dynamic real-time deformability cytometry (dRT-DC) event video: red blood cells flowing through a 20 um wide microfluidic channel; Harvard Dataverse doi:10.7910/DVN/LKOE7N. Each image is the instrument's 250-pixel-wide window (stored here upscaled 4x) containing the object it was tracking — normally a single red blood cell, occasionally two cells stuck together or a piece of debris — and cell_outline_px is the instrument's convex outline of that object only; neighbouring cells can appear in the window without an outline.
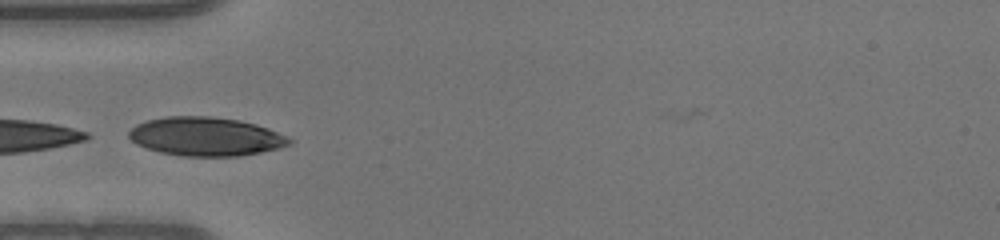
{"species": "human", "species_latin": "Homo sapiens", "temperature_condition": "warm", "stored_images_in_passage": 22, "camera_frame_rate_fps": 3000, "um_per_image_px": 0.085, "donor": {"sex": "male"}, "frame": {"image": 1, "passage_image": 1, "time_ms": 0.0, "image_size_px": [1000, 240], "cell_outline_px": [[292, 144], [260, 152], [240, 156], [180, 156], [160, 152], [136, 144], [128, 136], [128, 132], [136, 124], [148, 120], [168, 116], [208, 116], [236, 120], [256, 124], [268, 128], [288, 136], [292, 140]], "centroid_in_image_um": [17.49, 11.61], "position_along_channel_um": 67.5, "area_um2": 36.07}}